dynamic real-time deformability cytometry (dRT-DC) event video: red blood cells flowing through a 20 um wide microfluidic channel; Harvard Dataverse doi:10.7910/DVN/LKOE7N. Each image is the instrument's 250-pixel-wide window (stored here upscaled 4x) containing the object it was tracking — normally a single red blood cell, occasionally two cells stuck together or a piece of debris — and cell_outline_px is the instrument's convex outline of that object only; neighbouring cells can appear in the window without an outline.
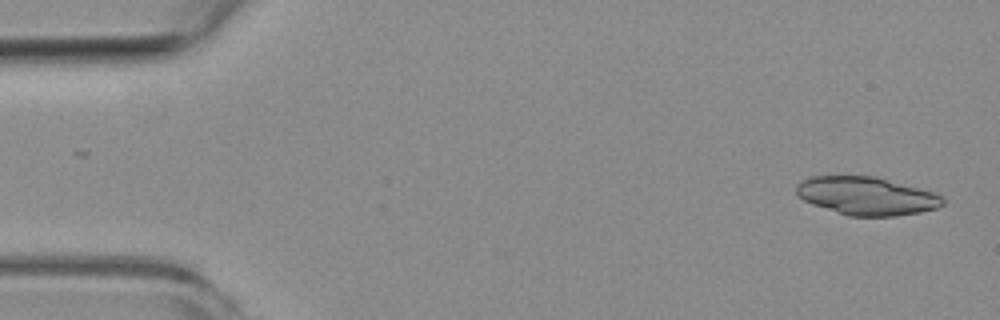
{"species": "common noctule bat (a hibernating species)", "species_latin": "Nyctalus noctula", "temperature_condition": "room temperature", "stored_images_in_passage": 4, "camera_frame_rate_fps": 3000, "um_per_image_px": 0.085, "animal": {"sex": "female", "body_mass_g": 19.3, "forearm_length_mm": 54.1}, "frame": {"image": 1, "passage_image": 1, "time_ms": 0.0, "image_size_px": [1000, 320], "cell_outline_px": [[944, 204], [936, 208], [920, 212], [896, 216], [848, 216], [812, 204], [804, 200], [796, 192], [796, 184], [800, 180], [812, 176], [872, 176], [888, 180], [932, 192], [940, 196], [944, 200]], "centroid_in_image_um": [73.61, 16.66], "position_along_channel_um": 11.4, "area_um2": 32.19}}